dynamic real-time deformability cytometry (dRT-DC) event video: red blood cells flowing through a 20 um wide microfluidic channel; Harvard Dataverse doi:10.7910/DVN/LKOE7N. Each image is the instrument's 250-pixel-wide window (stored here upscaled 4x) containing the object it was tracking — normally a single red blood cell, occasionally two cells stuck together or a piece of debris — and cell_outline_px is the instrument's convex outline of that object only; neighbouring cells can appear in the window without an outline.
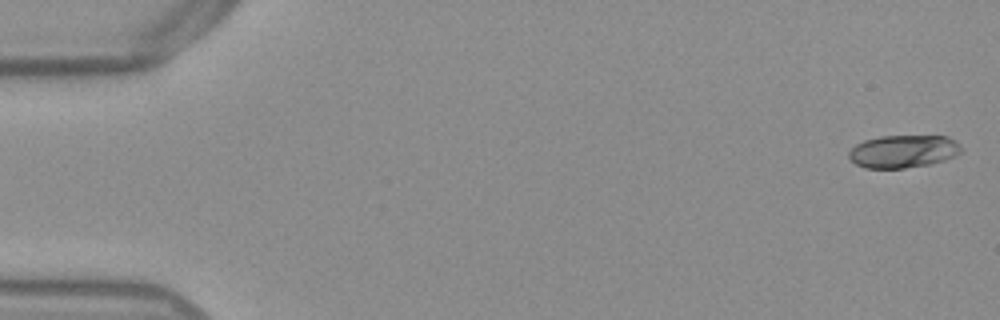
{"species": "Egyptian fruit bat (a non-hibernating species)", "species_latin": "Rousettus aegyptiacus", "temperature_condition": "warm", "stored_images_in_passage": 49, "camera_frame_rate_fps": 3000, "um_per_image_px": 0.085, "frame": {"image": 1, "passage_image": 1, "time_ms": 0.0, "image_size_px": [1000, 320], "cell_outline_px": [[964, 152], [956, 156], [932, 164], [904, 168], [864, 168], [856, 164], [848, 156], [848, 152], [856, 144], [864, 140], [880, 136], [948, 136], [956, 140], [964, 148]], "centroid_in_image_um": [76.84, 12.86], "position_along_channel_um": 8.2, "area_um2": 21.79}}
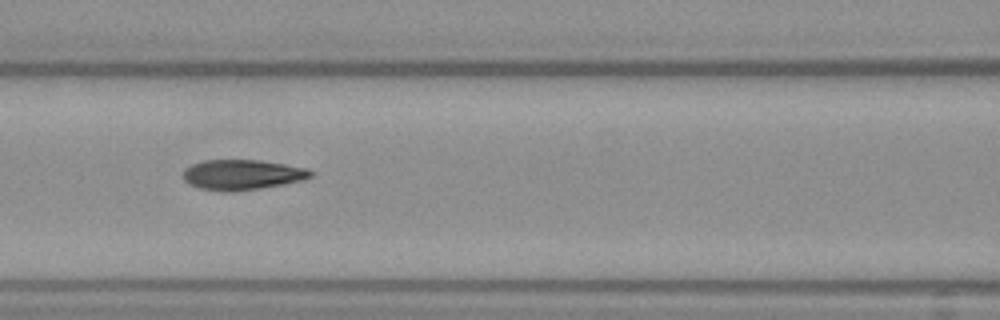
{"frame": {"image": 2, "passage_image": 23, "time_ms": 7.333, "image_size_px": [1000, 320], "cell_outline_px": [[316, 172], [312, 176], [304, 180], [284, 184], [260, 188], [232, 192], [224, 192], [200, 188], [188, 184], [184, 180], [184, 168], [192, 164], [204, 160], [260, 160], [308, 168]], "centroid_in_image_um": [20.61, 14.85], "position_along_channel_um": 146.0, "area_um2": 22.66}}
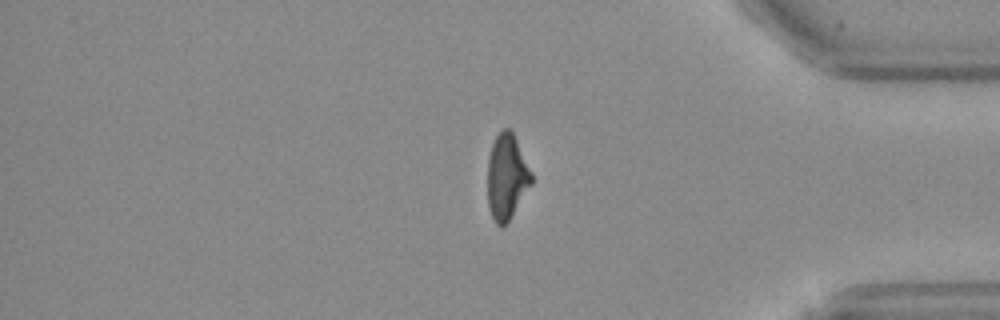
{"frame": {"image": 3, "passage_image": 44, "time_ms": 14.333, "image_size_px": [1000, 320], "cell_outline_px": [[532, 184], [508, 220], [504, 224], [496, 224], [488, 208], [488, 160], [492, 144], [496, 136], [504, 128], [508, 128], [512, 132], [532, 172]], "centroid_in_image_um": [43.07, 15.01], "position_along_channel_um": 392.1, "area_um2": 21.39}}